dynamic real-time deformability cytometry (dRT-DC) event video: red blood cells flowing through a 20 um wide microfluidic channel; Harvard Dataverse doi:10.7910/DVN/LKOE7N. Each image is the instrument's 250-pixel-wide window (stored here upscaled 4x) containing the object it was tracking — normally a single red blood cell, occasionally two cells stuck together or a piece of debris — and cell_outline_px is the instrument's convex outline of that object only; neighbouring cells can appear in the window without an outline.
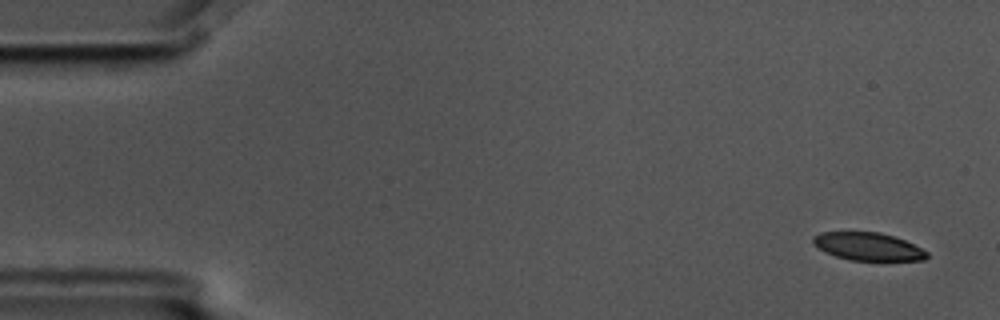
{"species": "common noctule bat (a hibernating species)", "species_latin": "Nyctalus noctula", "temperature_condition": "cold", "stored_images_in_passage": 6, "camera_frame_rate_fps": 3000, "um_per_image_px": 0.085, "animal": {"sex": "male", "body_mass_g": 17.5, "forearm_length_mm": 52.3}, "frame": {"image": 1, "passage_image": 1, "time_ms": 0.0, "image_size_px": [1000, 320], "cell_outline_px": [[928, 256], [924, 260], [848, 260], [824, 252], [816, 248], [812, 244], [812, 236], [820, 232], [880, 232], [904, 240], [928, 252]], "centroid_in_image_um": [73.71, 20.95], "position_along_channel_um": 11.3, "area_um2": 18.5}}
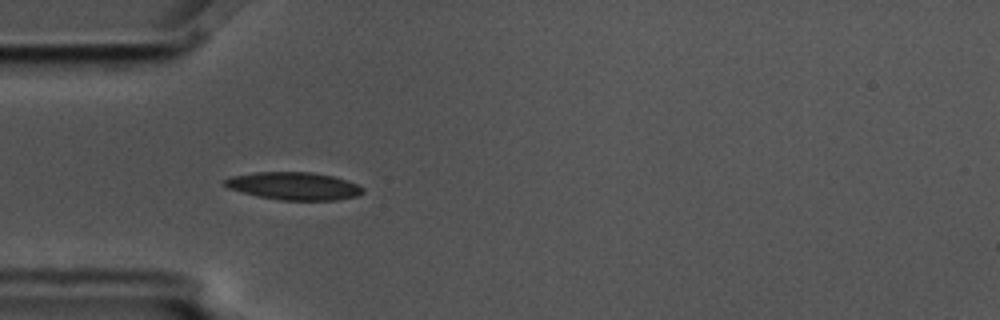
{"frame": {"image": 2, "passage_image": 5, "time_ms": 1.333, "image_size_px": [1000, 320], "cell_outline_px": [[364, 192], [356, 196], [336, 200], [280, 200], [260, 196], [228, 188], [224, 184], [224, 180], [228, 176], [256, 172], [312, 172], [332, 176], [360, 184], [364, 188]], "centroid_in_image_um": [25.01, 15.8], "position_along_channel_um": 60.0, "area_um2": 22.25}}